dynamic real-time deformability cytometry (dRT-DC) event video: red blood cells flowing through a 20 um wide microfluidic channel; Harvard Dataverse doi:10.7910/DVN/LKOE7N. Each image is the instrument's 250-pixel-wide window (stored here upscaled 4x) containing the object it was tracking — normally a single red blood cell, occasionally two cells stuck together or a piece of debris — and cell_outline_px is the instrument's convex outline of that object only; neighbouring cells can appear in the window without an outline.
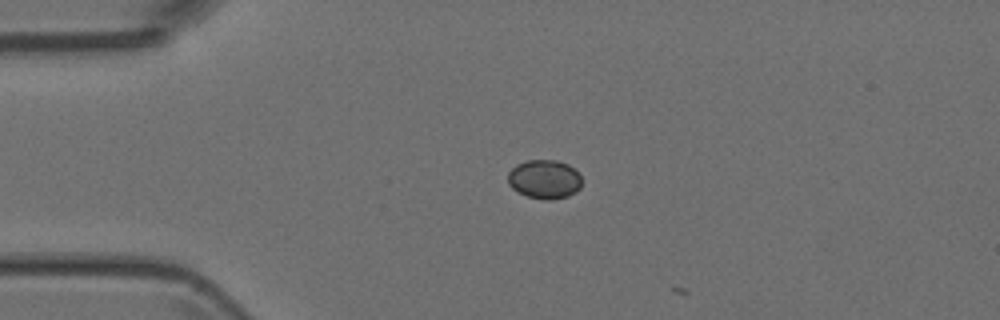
{"species": "Egyptian fruit bat (a non-hibernating species)", "species_latin": "Rousettus aegyptiacus", "temperature_condition": "room temperature", "stored_images_in_passage": 2, "camera_frame_rate_fps": 3000, "um_per_image_px": 0.085, "animal": {"sex": "female"}, "frame": {"image": 1, "passage_image": 1, "time_ms": 0.0, "image_size_px": [1000, 320], "cell_outline_px": [[580, 188], [576, 192], [568, 196], [552, 200], [544, 200], [528, 196], [512, 188], [508, 184], [508, 172], [516, 164], [528, 160], [556, 160], [568, 164], [580, 176]], "centroid_in_image_um": [46.26, 15.24], "position_along_channel_um": 38.7, "area_um2": 16.7}}